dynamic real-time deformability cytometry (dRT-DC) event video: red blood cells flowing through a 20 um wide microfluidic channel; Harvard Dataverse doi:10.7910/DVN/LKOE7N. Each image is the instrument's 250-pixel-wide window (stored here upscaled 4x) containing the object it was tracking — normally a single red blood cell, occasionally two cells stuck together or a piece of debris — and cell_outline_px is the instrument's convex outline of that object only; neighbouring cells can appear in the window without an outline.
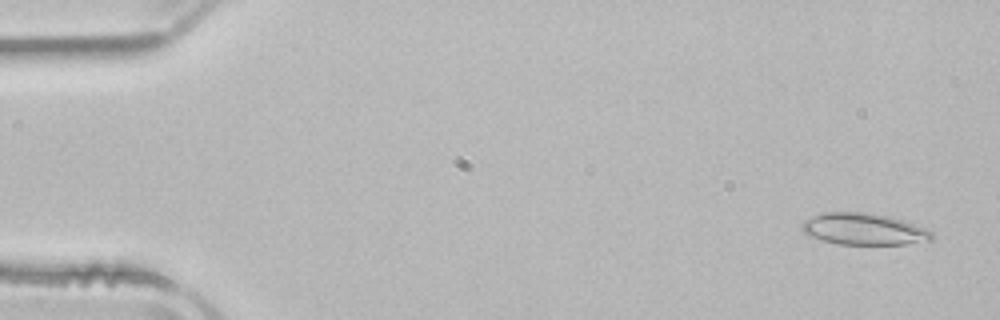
{"species": "common noctule bat (a hibernating species)", "species_latin": "Nyctalus noctula", "temperature_condition": "room temperature", "stored_images_in_passage": 52, "camera_frame_rate_fps": 3000, "um_per_image_px": 0.085, "animal": {"sex": "male", "body_mass_g": 21.5, "forearm_length_mm": 52.0}, "frame": {"image": 1, "passage_image": 3, "time_ms": 0.667, "image_size_px": [1000, 320], "cell_outline_px": [[932, 240], [904, 244], [836, 244], [820, 240], [808, 236], [800, 228], [800, 224], [804, 220], [820, 212], [868, 212], [888, 216], [904, 220], [924, 228], [932, 232]], "centroid_in_image_um": [73.35, 19.46], "position_along_channel_um": 11.6, "area_um2": 24.16}}
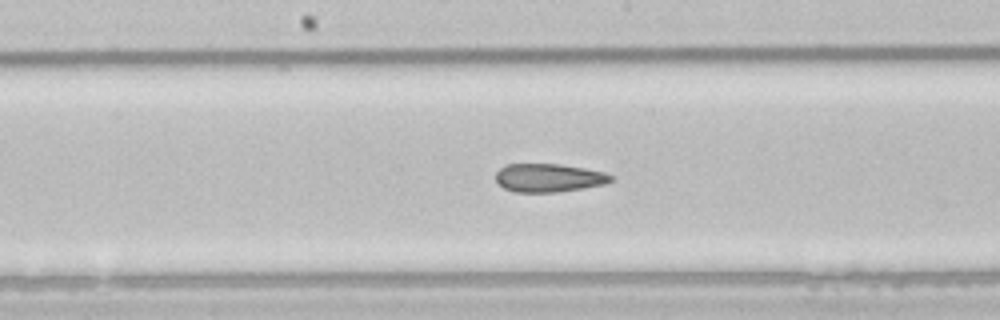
{"frame": {"image": 2, "passage_image": 27, "time_ms": 8.667, "image_size_px": [1000, 320], "cell_outline_px": [[612, 180], [604, 184], [584, 188], [556, 192], [516, 192], [504, 188], [496, 180], [496, 172], [500, 168], [508, 164], [560, 164], [584, 168], [604, 172], [612, 176]], "centroid_in_image_um": [46.64, 15.11], "position_along_channel_um": 201.6, "area_um2": 18.9}}
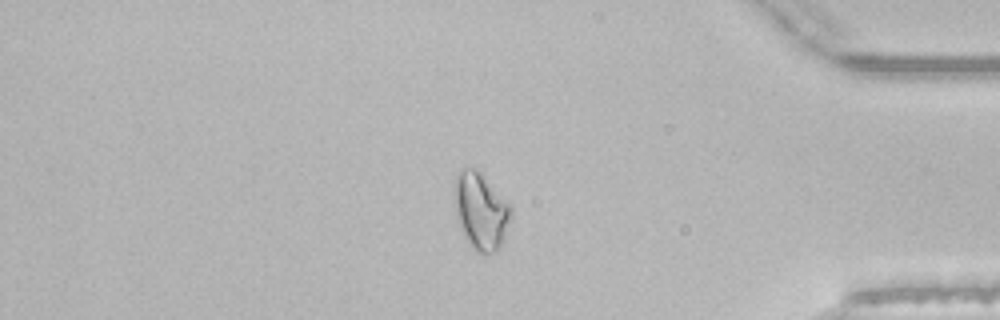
{"frame": {"image": 3, "passage_image": 44, "time_ms": 14.333, "image_size_px": [1000, 320], "cell_outline_px": [[512, 216], [504, 236], [496, 252], [476, 252], [472, 248], [464, 236], [460, 228], [456, 216], [452, 192], [456, 176], [464, 168], [476, 168], [484, 176], [512, 208]], "centroid_in_image_um": [40.83, 17.92], "position_along_channel_um": 394.4, "area_um2": 25.2}, "authors_computed_cell_mechanics": {"area_um2": 22.1952, "velocity_mm_per_s": 3.9244, "shape_relaxation_time_tau1_ms": null, "shape_relaxation_time_tau2_ms": 2.4286, "deformation_change_tau1": null, "deformation_change_tau2": 0.0798}}